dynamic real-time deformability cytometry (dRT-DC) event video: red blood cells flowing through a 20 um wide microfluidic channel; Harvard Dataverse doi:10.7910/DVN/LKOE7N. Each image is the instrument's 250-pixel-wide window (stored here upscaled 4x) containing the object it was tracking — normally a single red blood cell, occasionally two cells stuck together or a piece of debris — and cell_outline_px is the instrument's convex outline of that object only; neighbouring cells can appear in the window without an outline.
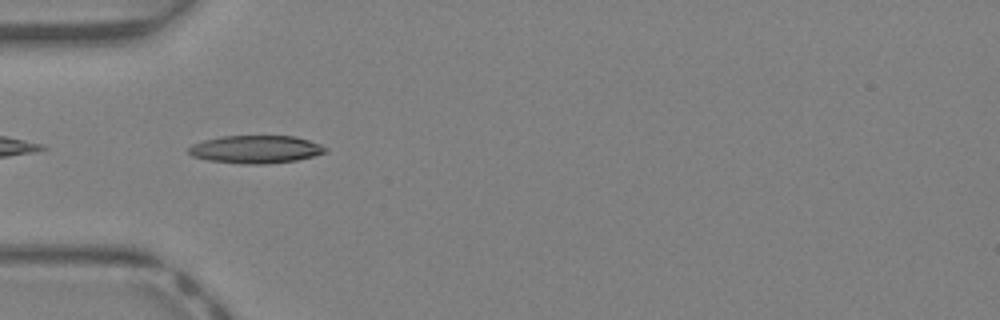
{"species": "Egyptian fruit bat (a non-hibernating species)", "species_latin": "Rousettus aegyptiacus", "temperature_condition": "warm", "stored_images_in_passage": 29, "camera_frame_rate_fps": 3000, "um_per_image_px": 0.085, "animal": {"sex": "female"}, "frame": {"image": 1, "passage_image": 1, "time_ms": 0.0, "image_size_px": [1000, 320], "cell_outline_px": [[328, 152], [296, 160], [264, 164], [244, 164], [208, 160], [192, 156], [188, 152], [188, 148], [192, 144], [204, 140], [220, 136], [296, 136], [320, 144], [328, 148]], "centroid_in_image_um": [21.74, 12.69], "position_along_channel_um": 63.3, "area_um2": 22.2}}
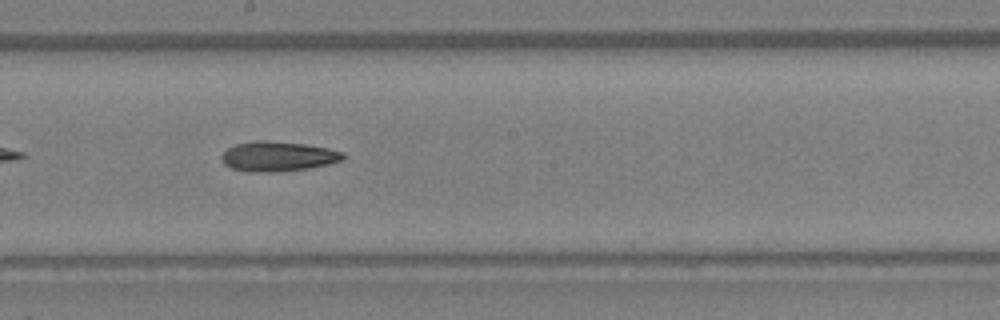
{"frame": {"image": 2, "passage_image": 11, "time_ms": 3.333, "image_size_px": [1000, 320], "cell_outline_px": [[344, 156], [340, 160], [328, 164], [308, 168], [256, 172], [252, 172], [232, 168], [224, 164], [220, 156], [228, 148], [236, 144], [256, 140], [268, 140], [304, 144], [328, 148], [344, 152]], "centroid_in_image_um": [23.59, 13.27], "position_along_channel_um": 224.6, "area_um2": 20.75}}
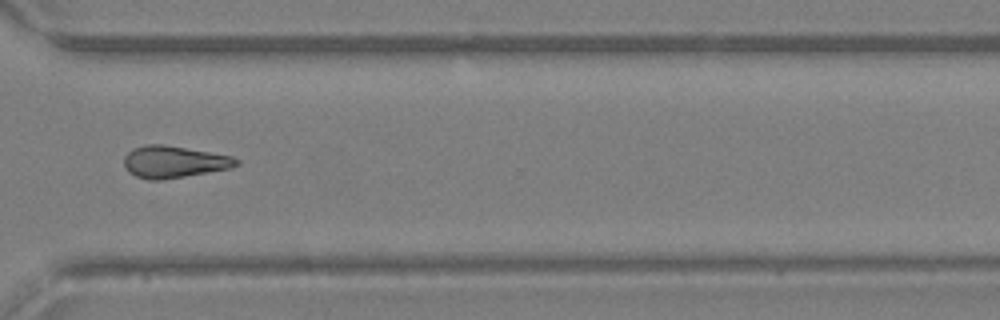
{"frame": {"image": 3, "passage_image": 19, "time_ms": 6.0, "image_size_px": [1000, 320], "cell_outline_px": [[240, 164], [228, 168], [208, 172], [160, 180], [148, 180], [136, 176], [128, 172], [124, 168], [124, 156], [132, 148], [148, 144], [164, 144], [232, 156], [240, 160]], "centroid_in_image_um": [14.74, 13.75], "position_along_channel_um": 355.9, "area_um2": 20.87}, "authors_computed_cell_mechanics": {"area_um2": 20.6346, "velocity_mm_per_s": 4.9159, "shape_relaxation_time_tau1_ms": null, "shape_relaxation_time_tau2_ms": 9.3562, "deformation_change_tau1": null, "deformation_change_tau2": 0.2814}}